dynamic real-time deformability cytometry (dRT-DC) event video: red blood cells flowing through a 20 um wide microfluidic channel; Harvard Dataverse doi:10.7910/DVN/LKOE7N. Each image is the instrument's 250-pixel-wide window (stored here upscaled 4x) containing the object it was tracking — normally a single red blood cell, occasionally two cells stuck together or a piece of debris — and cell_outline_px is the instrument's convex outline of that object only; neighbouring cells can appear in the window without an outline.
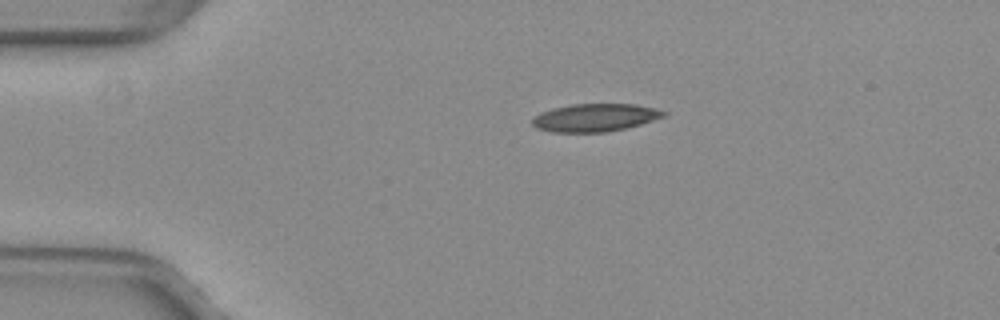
{"species": "common noctule bat (a hibernating species)", "species_latin": "Nyctalus noctula", "temperature_condition": "warm", "stored_images_in_passage": 5, "camera_frame_rate_fps": 3000, "um_per_image_px": 0.085, "animal": {"sex": "female", "body_mass_g": 29.2, "forearm_length_mm": 56.3}, "frame": {"image": 1, "passage_image": 1, "time_ms": 0.0, "image_size_px": [1000, 320], "cell_outline_px": [[668, 116], [640, 124], [624, 128], [604, 132], [552, 132], [536, 128], [532, 124], [532, 120], [540, 112], [552, 108], [572, 104], [636, 104], [656, 108], [668, 112]], "centroid_in_image_um": [50.6, 9.99], "position_along_channel_um": 34.4, "area_um2": 21.39}}